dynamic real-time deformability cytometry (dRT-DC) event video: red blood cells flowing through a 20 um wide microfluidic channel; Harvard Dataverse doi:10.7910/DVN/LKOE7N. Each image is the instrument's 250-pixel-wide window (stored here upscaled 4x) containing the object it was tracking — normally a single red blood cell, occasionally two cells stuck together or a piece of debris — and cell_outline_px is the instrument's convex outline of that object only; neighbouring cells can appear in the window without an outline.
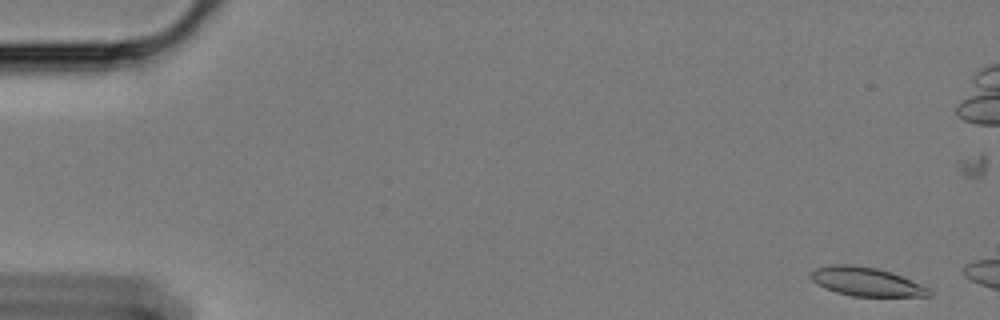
{"species": "Egyptian fruit bat (a non-hibernating species)", "species_latin": "Rousettus aegyptiacus", "temperature_condition": "cold", "stored_images_in_passage": 60, "camera_frame_rate_fps": 3000, "um_per_image_px": 0.085, "animal": {"sex": "female"}, "frame": {"image": 1, "passage_image": 2, "time_ms": 0.333, "image_size_px": [1000, 320], "cell_outline_px": [[932, 296], [852, 296], [836, 292], [824, 288], [816, 284], [808, 276], [808, 272], [812, 268], [832, 264], [852, 264], [876, 268], [900, 276], [928, 288], [932, 292]], "centroid_in_image_um": [73.51, 23.93], "position_along_channel_um": 11.5, "area_um2": 19.83}}
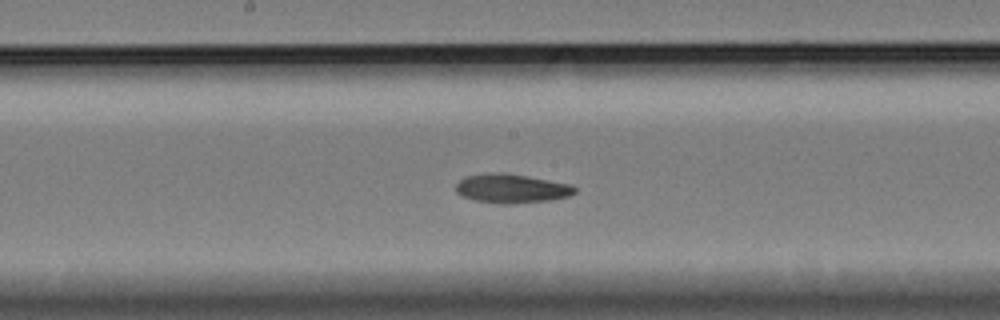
{"frame": {"image": 2, "passage_image": 31, "time_ms": 10.0, "image_size_px": [1000, 320], "cell_outline_px": [[576, 192], [568, 196], [548, 200], [512, 204], [504, 204], [476, 200], [464, 196], [456, 192], [456, 184], [464, 176], [492, 172], [500, 172], [528, 176], [572, 184], [576, 188]], "centroid_in_image_um": [43.49, 16.01], "position_along_channel_um": 204.7, "area_um2": 20.06}}
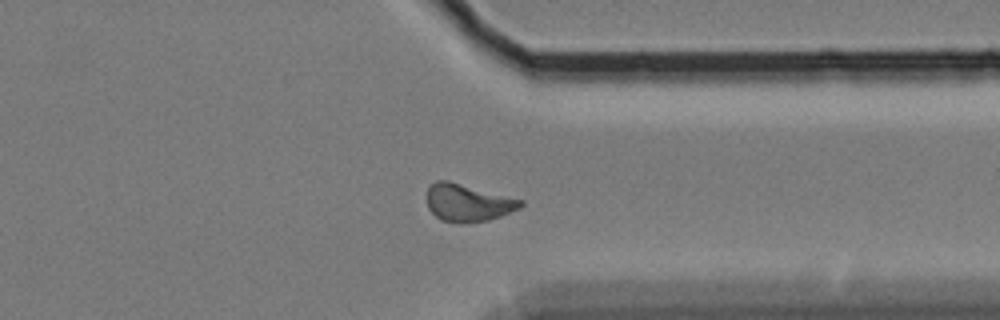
{"frame": {"image": 3, "passage_image": 46, "time_ms": 15.0, "image_size_px": [1000, 320], "cell_outline_px": [[524, 204], [520, 208], [500, 216], [488, 220], [440, 220], [428, 208], [424, 196], [428, 188], [436, 180], [448, 180], [524, 200]], "centroid_in_image_um": [39.75, 17.18], "position_along_channel_um": 371.7, "area_um2": 20.06}, "authors_computed_cell_mechanics": {"area_um2": 19.9121, "velocity_mm_per_s": 3.3585, "shape_relaxation_time_tau1_ms": 6.5646, "shape_relaxation_time_tau2_ms": 5.6237, "deformation_change_tau1": 0.147, "deformation_change_tau2": 0.1044}}